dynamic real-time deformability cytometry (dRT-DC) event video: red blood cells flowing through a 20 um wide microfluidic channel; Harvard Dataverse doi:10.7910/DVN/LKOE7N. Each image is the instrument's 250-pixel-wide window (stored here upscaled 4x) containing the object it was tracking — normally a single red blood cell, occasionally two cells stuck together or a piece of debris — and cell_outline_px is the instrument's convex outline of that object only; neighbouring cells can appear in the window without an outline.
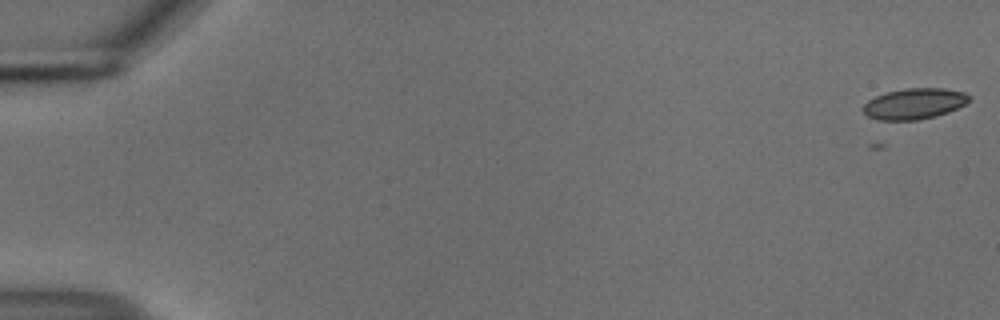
{"species": "common noctule bat (a hibernating species)", "species_latin": "Nyctalus noctula", "temperature_condition": "cold", "stored_images_in_passage": 2, "camera_frame_rate_fps": 3000, "um_per_image_px": 0.085, "animal": {"sex": "male", "body_mass_g": 18.8}, "frame": {"image": 1, "passage_image": 2, "time_ms": 0.333, "image_size_px": [1000, 320], "cell_outline_px": [[968, 100], [964, 104], [948, 112], [936, 116], [920, 120], [876, 120], [868, 116], [860, 108], [868, 100], [876, 96], [888, 92], [904, 88], [944, 88], [964, 92], [968, 96]], "centroid_in_image_um": [77.66, 8.82], "position_along_channel_um": 7.3, "area_um2": 19.02}}